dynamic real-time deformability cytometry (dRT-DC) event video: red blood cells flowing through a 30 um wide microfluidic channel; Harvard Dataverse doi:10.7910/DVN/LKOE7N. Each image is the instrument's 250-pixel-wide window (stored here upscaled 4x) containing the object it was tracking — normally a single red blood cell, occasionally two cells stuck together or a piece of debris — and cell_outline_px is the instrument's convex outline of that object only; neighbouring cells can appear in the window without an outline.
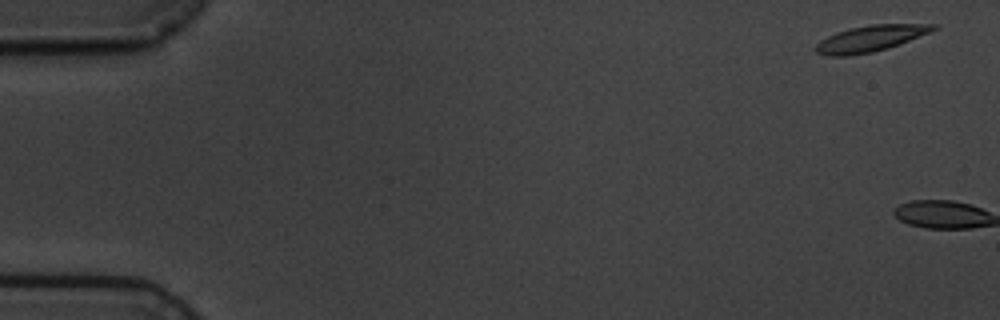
{"species": "common noctule bat (a hibernating species)", "species_latin": "Nyctalus noctula", "temperature_condition": "cold", "stored_images_in_passage": 2, "camera_frame_rate_fps": 3000, "um_per_image_px": 0.085, "animal": {"sex": "male", "body_mass_g": 19.5, "forearm_length_mm": 54.6}, "frame": {"image": 1, "passage_image": 1, "time_ms": 0.0, "image_size_px": [1000, 320], "cell_outline_px": [[940, 24], [932, 32], [888, 48], [872, 52], [848, 56], [828, 56], [816, 52], [812, 48], [820, 40], [836, 32], [868, 24]], "centroid_in_image_um": [73.97, 3.28], "position_along_channel_um": 11.0, "area_um2": 18.03}}